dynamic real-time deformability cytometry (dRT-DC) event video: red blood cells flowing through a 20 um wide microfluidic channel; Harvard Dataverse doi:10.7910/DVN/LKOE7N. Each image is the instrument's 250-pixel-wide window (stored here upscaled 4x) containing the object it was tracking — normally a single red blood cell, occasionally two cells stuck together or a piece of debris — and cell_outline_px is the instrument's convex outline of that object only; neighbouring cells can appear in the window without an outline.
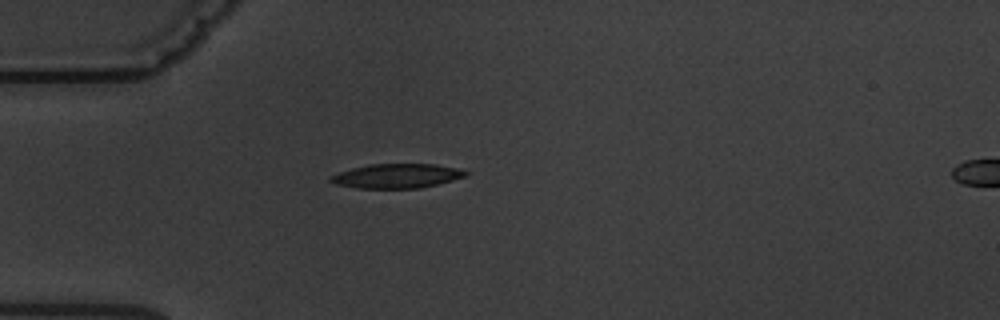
{"species": "common noctule bat (a hibernating species)", "species_latin": "Nyctalus noctula", "temperature_condition": "warm", "stored_images_in_passage": 2, "camera_frame_rate_fps": 3000, "um_per_image_px": 0.085, "animal": {"sex": "male", "body_mass_g": 19.5, "forearm_length_mm": 54.6}, "frame": {"image": 1, "passage_image": 1, "time_ms": 0.0, "image_size_px": [1000, 320], "cell_outline_px": [[468, 172], [464, 176], [452, 180], [420, 188], [360, 188], [336, 184], [328, 180], [328, 176], [352, 168], [368, 164], [436, 164], [456, 168]], "centroid_in_image_um": [33.68, 14.95], "position_along_channel_um": 51.3, "area_um2": 18.96}}